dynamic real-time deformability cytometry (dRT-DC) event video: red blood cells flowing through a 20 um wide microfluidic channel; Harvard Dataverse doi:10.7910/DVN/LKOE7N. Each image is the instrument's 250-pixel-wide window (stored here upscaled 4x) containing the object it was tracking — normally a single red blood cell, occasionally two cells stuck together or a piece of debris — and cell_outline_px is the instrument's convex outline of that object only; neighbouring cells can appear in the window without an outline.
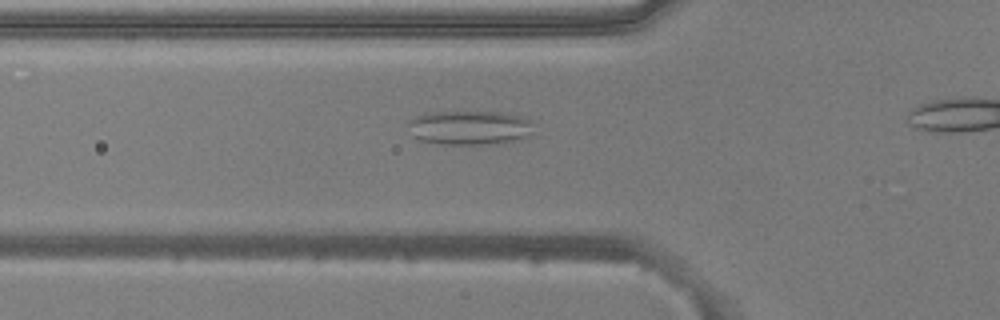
{"species": "common noctule bat (a hibernating species)", "species_latin": "Nyctalus noctula", "temperature_condition": "warm", "stored_images_in_passage": 29, "camera_frame_rate_fps": 3000, "um_per_image_px": 0.085, "animal": {"sex": "male", "body_mass_g": 20.5, "forearm_length_mm": 52.5}, "frame": {"image": 1, "passage_image": 5, "time_ms": 1.333, "image_size_px": [1000, 320], "cell_outline_px": [[536, 124], [528, 136], [496, 144], [444, 144], [420, 140], [412, 136], [408, 124], [408, 120], [416, 116], [432, 112], [500, 112], [524, 116], [532, 120]], "centroid_in_image_um": [39.95, 10.84], "position_along_channel_um": 85.9, "area_um2": 25.2}}